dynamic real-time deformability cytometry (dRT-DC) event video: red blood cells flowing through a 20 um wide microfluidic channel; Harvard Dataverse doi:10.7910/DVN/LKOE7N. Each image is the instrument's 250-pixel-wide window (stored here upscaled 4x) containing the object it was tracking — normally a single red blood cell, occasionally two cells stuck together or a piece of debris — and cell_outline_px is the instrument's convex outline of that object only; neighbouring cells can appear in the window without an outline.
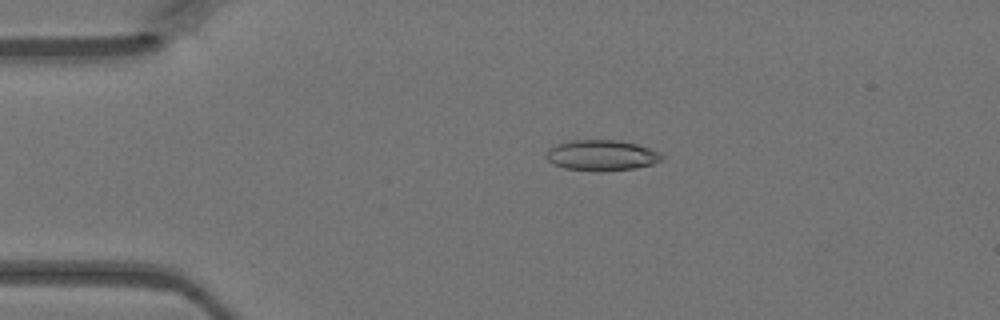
{"species": "Egyptian fruit bat (a non-hibernating species)", "species_latin": "Rousettus aegyptiacus", "temperature_condition": "warm", "stored_images_in_passage": 47, "camera_frame_rate_fps": 3000, "um_per_image_px": 0.085, "animal": {"sex": "female"}, "frame": {"image": 1, "passage_image": 10, "time_ms": 3.0, "image_size_px": [1000, 320], "cell_outline_px": [[664, 160], [652, 164], [632, 168], [600, 172], [564, 168], [552, 164], [544, 156], [548, 148], [556, 144], [572, 140], [620, 140], [636, 144], [660, 152], [664, 156]], "centroid_in_image_um": [51.11, 13.2], "position_along_channel_um": 33.9, "area_um2": 20.87}}
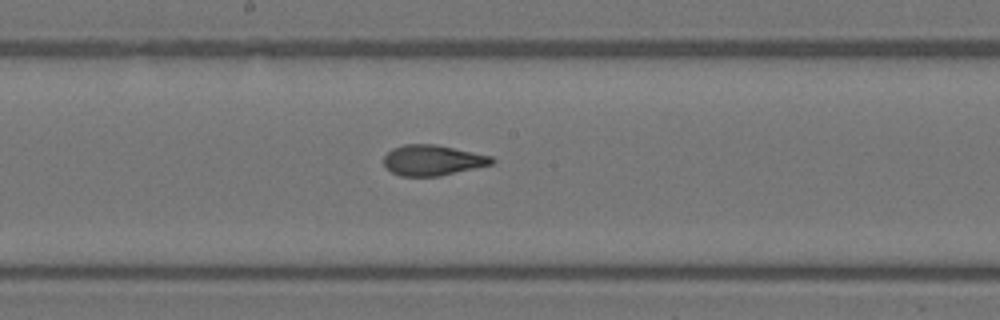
{"frame": {"image": 2, "passage_image": 25, "time_ms": 8.0, "image_size_px": [1000, 320], "cell_outline_px": [[496, 160], [492, 164], [440, 176], [400, 176], [392, 172], [384, 164], [384, 156], [392, 148], [404, 144], [436, 144], [492, 156]], "centroid_in_image_um": [36.77, 13.61], "position_along_channel_um": 211.4, "area_um2": 19.19}}
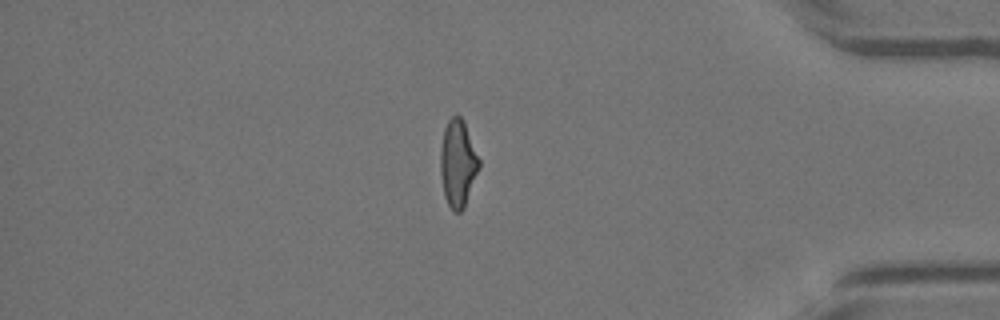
{"frame": {"image": 3, "passage_image": 40, "time_ms": 13.0, "image_size_px": [1000, 320], "cell_outline_px": [[480, 168], [464, 208], [460, 212], [452, 212], [444, 196], [440, 172], [440, 148], [444, 128], [448, 120], [456, 112], [464, 120], [480, 160]], "centroid_in_image_um": [38.92, 13.87], "position_along_channel_um": 396.3, "area_um2": 20.0}}